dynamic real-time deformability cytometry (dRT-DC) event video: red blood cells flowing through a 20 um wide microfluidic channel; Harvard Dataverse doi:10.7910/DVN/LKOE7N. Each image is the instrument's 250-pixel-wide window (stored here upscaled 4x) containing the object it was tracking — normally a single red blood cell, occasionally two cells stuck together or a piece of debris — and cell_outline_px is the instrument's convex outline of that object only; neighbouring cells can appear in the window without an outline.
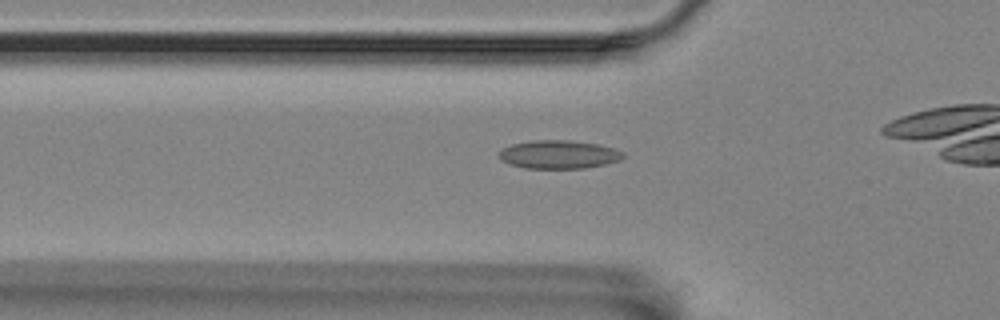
{"species": "Egyptian fruit bat (a non-hibernating species)", "species_latin": "Rousettus aegyptiacus", "temperature_condition": "room temperature", "stored_images_in_passage": 41, "camera_frame_rate_fps": 3000, "um_per_image_px": 0.085, "animal": {"sex": "female"}, "frame": {"image": 1, "passage_image": 15, "time_ms": 4.667, "image_size_px": [1000, 320], "cell_outline_px": [[624, 156], [620, 160], [604, 164], [584, 168], [524, 168], [508, 164], [500, 160], [500, 152], [504, 148], [512, 144], [532, 140], [568, 140], [596, 144], [612, 148], [624, 152]], "centroid_in_image_um": [47.47, 13.13], "position_along_channel_um": 78.3, "area_um2": 20.35}}
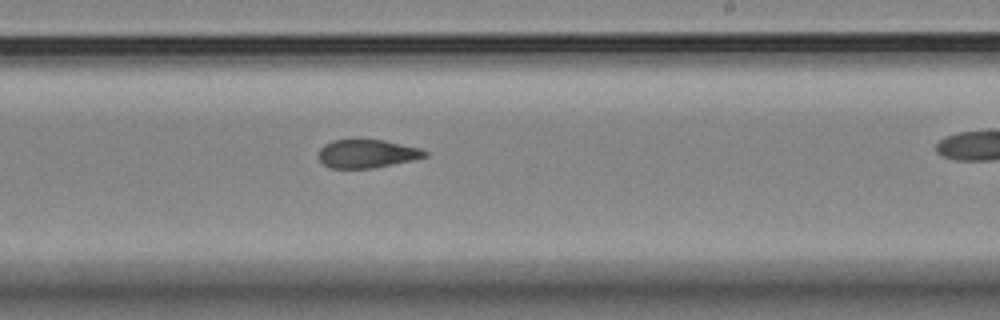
{"frame": {"image": 2, "passage_image": 30, "time_ms": 9.667, "image_size_px": [1000, 320], "cell_outline_px": [[428, 156], [412, 160], [372, 168], [328, 168], [320, 160], [320, 148], [324, 144], [332, 140], [352, 136], [384, 140], [420, 148], [428, 152]], "centroid_in_image_um": [31.16, 13.01], "position_along_channel_um": 257.8, "area_um2": 18.15}}
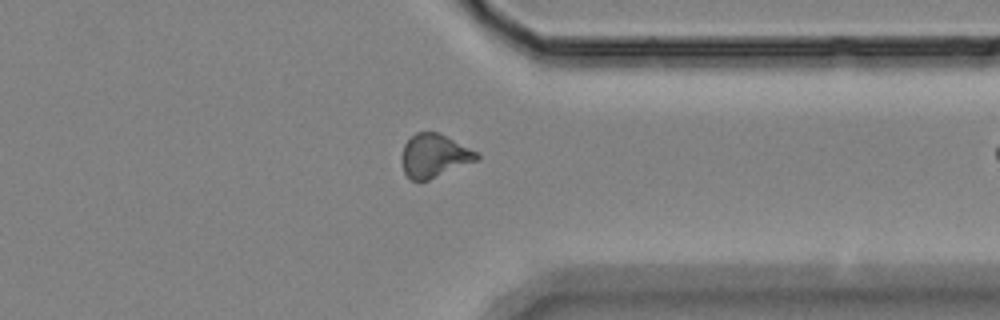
{"frame": {"image": 3, "passage_image": 40, "time_ms": 13.0, "image_size_px": [1000, 320], "cell_outline_px": [[480, 160], [428, 180], [412, 180], [404, 172], [400, 160], [400, 156], [404, 144], [416, 132], [440, 132], [480, 152]], "centroid_in_image_um": [36.95, 13.22], "position_along_channel_um": 374.4, "area_um2": 19.42}}